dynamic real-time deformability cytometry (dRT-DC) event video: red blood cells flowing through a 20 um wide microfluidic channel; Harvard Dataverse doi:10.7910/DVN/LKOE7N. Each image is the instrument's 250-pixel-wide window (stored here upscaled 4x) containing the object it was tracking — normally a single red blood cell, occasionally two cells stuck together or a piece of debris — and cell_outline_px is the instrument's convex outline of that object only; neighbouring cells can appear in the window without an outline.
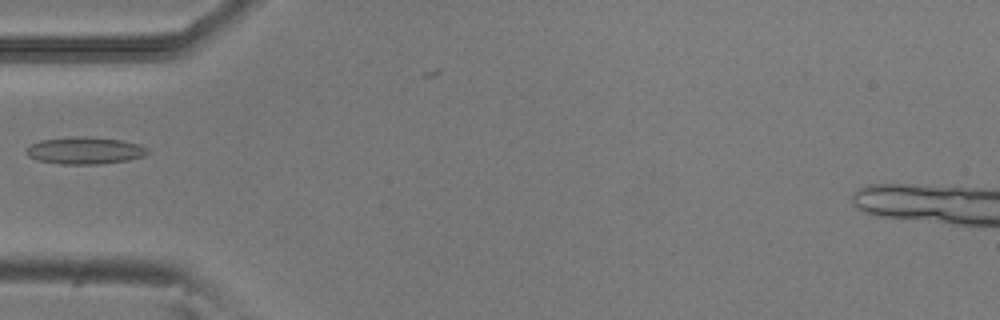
{"species": "common noctule bat (a hibernating species)", "species_latin": "Nyctalus noctula", "temperature_condition": "room temperature", "stored_images_in_passage": 6, "camera_frame_rate_fps": 3000, "um_per_image_px": 0.085, "animal": {"sex": "male", "body_mass_g": 20.5, "forearm_length_mm": 52.5}, "frame": {"image": 1, "passage_image": 5, "time_ms": 1.333, "image_size_px": [1000, 320], "cell_outline_px": [[148, 152], [144, 156], [128, 160], [96, 164], [60, 164], [40, 160], [28, 156], [24, 152], [24, 148], [40, 140], [72, 136], [88, 136], [120, 140], [140, 144], [148, 148]], "centroid_in_image_um": [7.19, 12.78], "position_along_channel_um": 77.8, "area_um2": 19.25}}
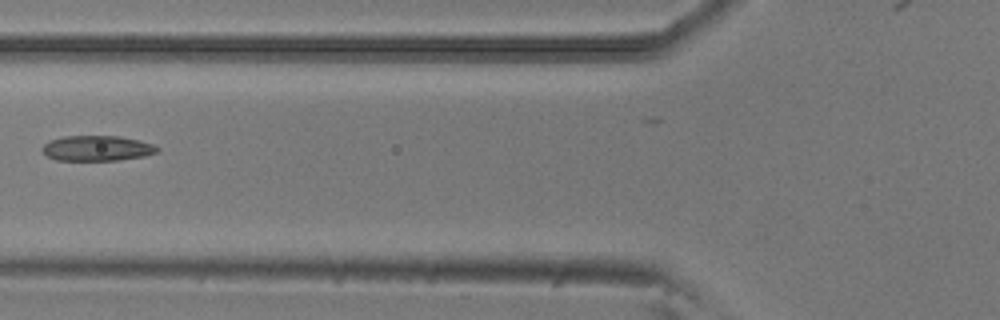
{"frame": {"image": 2, "passage_image": 6, "time_ms": 1.667, "image_size_px": [1000, 320], "cell_outline_px": [[160, 148], [156, 152], [144, 156], [120, 160], [56, 160], [48, 156], [40, 148], [48, 140], [64, 136], [120, 136], [140, 140], [152, 144]], "centroid_in_image_um": [8.23, 12.59], "position_along_channel_um": 117.6, "area_um2": 16.99}}